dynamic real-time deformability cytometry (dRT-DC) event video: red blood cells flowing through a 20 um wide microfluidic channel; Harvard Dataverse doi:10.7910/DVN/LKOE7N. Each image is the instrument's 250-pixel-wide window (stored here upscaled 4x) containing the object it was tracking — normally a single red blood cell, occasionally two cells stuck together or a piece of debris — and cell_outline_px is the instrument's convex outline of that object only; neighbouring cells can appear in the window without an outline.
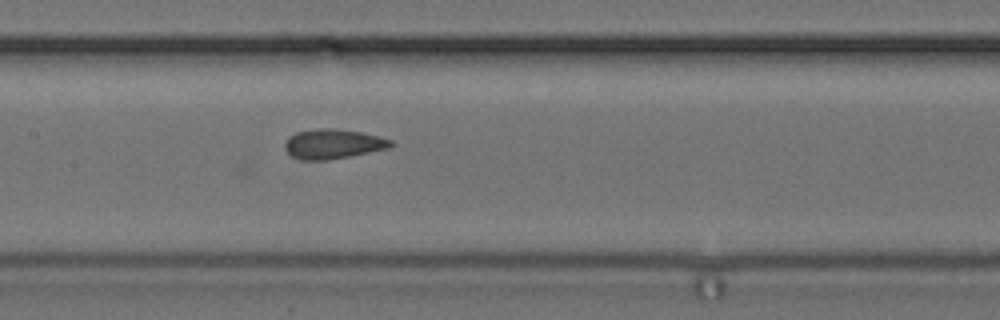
{"species": "common noctule bat (a hibernating species)", "species_latin": "Nyctalus noctula", "temperature_condition": "cold", "stored_images_in_passage": 6, "camera_frame_rate_fps": 3000, "um_per_image_px": 0.085, "animal": {"sex": "female", "body_mass_g": 24.6, "forearm_length_mm": 56.2}, "frame": {"image": 1, "passage_image": 6, "time_ms": 6.0, "image_size_px": [1000, 320], "cell_outline_px": [[396, 144], [392, 148], [328, 160], [300, 160], [292, 156], [284, 148], [284, 144], [296, 132], [316, 128], [332, 128], [360, 132], [380, 136], [392, 140]], "centroid_in_image_um": [28.37, 12.24], "position_along_channel_um": 179.0, "area_um2": 18.44}}